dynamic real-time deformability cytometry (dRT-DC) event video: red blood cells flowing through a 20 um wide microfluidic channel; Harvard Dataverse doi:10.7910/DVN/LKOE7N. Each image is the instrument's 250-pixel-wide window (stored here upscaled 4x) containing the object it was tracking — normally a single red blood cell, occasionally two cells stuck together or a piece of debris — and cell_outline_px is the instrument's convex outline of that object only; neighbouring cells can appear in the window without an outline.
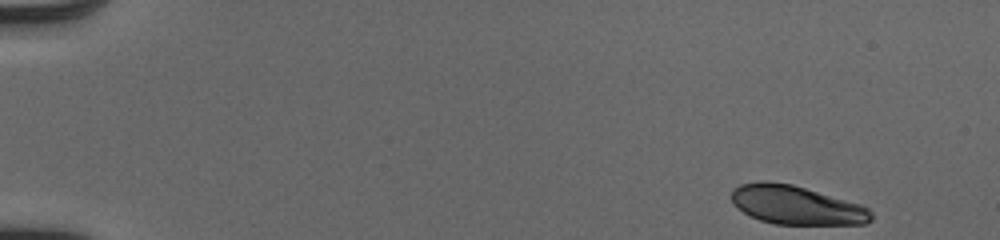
{"species": "human", "species_latin": "Homo sapiens", "temperature_condition": "cold", "stored_images_in_passage": 48, "camera_frame_rate_fps": 3000, "um_per_image_px": 0.085, "donor": {"sex": "male"}, "frame": {"image": 1, "passage_image": 1, "time_ms": 0.0, "image_size_px": [1000, 240], "cell_outline_px": [[872, 220], [864, 224], [776, 224], [760, 220], [744, 212], [732, 200], [732, 188], [740, 184], [760, 180], [768, 180], [792, 184], [860, 204], [868, 208], [872, 212]], "centroid_in_image_um": [67.69, 17.42], "position_along_channel_um": 17.3, "area_um2": 31.44}}
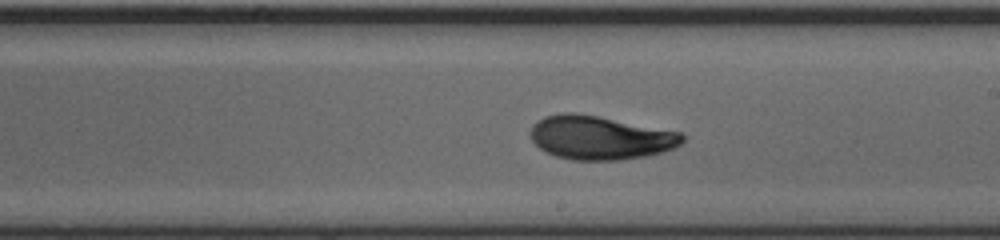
{"frame": {"image": 2, "passage_image": 28, "time_ms": 9.0, "image_size_px": [1000, 240], "cell_outline_px": [[684, 140], [680, 144], [672, 148], [660, 152], [644, 156], [620, 160], [572, 160], [556, 156], [544, 152], [532, 140], [528, 132], [532, 124], [536, 120], [544, 116], [564, 112], [576, 112], [680, 132], [684, 136]], "centroid_in_image_um": [50.93, 11.69], "position_along_channel_um": 238.1, "area_um2": 38.67}}
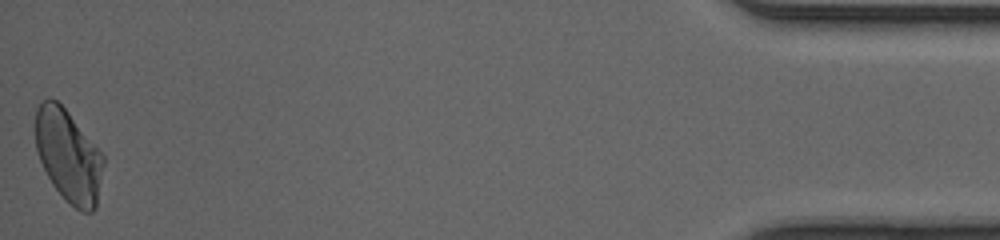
{"frame": {"image": 3, "passage_image": 48, "time_ms": 15.667, "image_size_px": [1000, 240], "cell_outline_px": [[104, 164], [96, 208], [92, 212], [80, 212], [64, 200], [52, 184], [40, 160], [36, 148], [36, 108], [48, 96], [56, 100], [68, 112], [104, 156]], "centroid_in_image_um": [5.82, 13.28], "position_along_channel_um": 429.4, "area_um2": 36.47}, "authors_computed_cell_mechanics": {"area_um2": 36.9631, "velocity_mm_per_s": 4.1064, "shape_relaxation_time_tau1_ms": 3.4557, "shape_relaxation_time_tau2_ms": 1.5087, "deformation_change_tau1": 0.1534, "deformation_change_tau2": 0.0441}}